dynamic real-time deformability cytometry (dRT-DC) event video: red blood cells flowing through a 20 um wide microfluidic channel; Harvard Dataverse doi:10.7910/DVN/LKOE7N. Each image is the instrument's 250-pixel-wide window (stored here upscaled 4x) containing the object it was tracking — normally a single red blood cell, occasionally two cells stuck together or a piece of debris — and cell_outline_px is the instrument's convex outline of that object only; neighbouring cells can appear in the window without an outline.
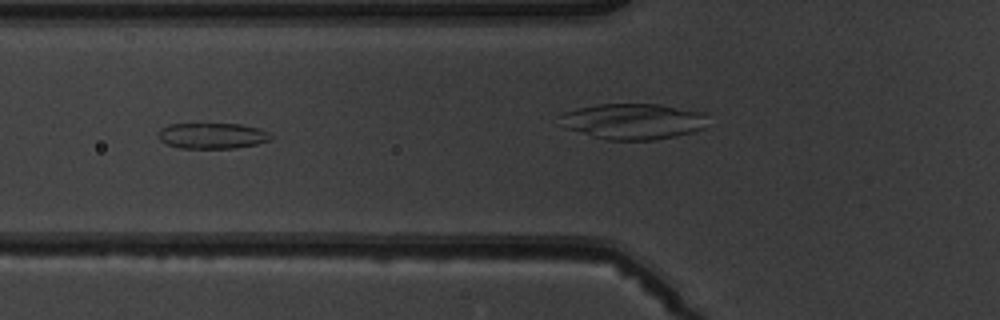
{"species": "common noctule bat (a hibernating species)", "species_latin": "Nyctalus noctula", "temperature_condition": "warm", "stored_images_in_passage": 6, "camera_frame_rate_fps": 3000, "um_per_image_px": 0.085, "animal": {"sex": "male", "body_mass_g": 19.5, "forearm_length_mm": 54.6}, "frame": {"image": 1, "passage_image": 5, "time_ms": 5.0, "image_size_px": [1000, 320], "cell_outline_px": [[272, 136], [268, 140], [256, 144], [236, 148], [180, 148], [168, 144], [160, 140], [156, 132], [160, 128], [168, 124], [240, 124], [260, 128], [268, 132]], "centroid_in_image_um": [18.0, 11.53], "position_along_channel_um": 107.8, "area_um2": 16.94}}